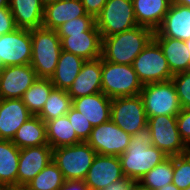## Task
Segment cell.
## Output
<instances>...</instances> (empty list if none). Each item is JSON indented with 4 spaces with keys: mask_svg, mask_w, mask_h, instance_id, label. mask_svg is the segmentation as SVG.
<instances>
[{
    "mask_svg": "<svg viewBox=\"0 0 190 190\" xmlns=\"http://www.w3.org/2000/svg\"><path fill=\"white\" fill-rule=\"evenodd\" d=\"M12 142L19 149L48 144L45 122L39 116L32 115L17 130Z\"/></svg>",
    "mask_w": 190,
    "mask_h": 190,
    "instance_id": "obj_27",
    "label": "cell"
},
{
    "mask_svg": "<svg viewBox=\"0 0 190 190\" xmlns=\"http://www.w3.org/2000/svg\"><path fill=\"white\" fill-rule=\"evenodd\" d=\"M42 1V3L44 4V6L45 5H47V4H50V3H53V2H57V1H60V0H41Z\"/></svg>",
    "mask_w": 190,
    "mask_h": 190,
    "instance_id": "obj_47",
    "label": "cell"
},
{
    "mask_svg": "<svg viewBox=\"0 0 190 190\" xmlns=\"http://www.w3.org/2000/svg\"><path fill=\"white\" fill-rule=\"evenodd\" d=\"M134 181L124 177L106 186L103 190H131Z\"/></svg>",
    "mask_w": 190,
    "mask_h": 190,
    "instance_id": "obj_40",
    "label": "cell"
},
{
    "mask_svg": "<svg viewBox=\"0 0 190 190\" xmlns=\"http://www.w3.org/2000/svg\"><path fill=\"white\" fill-rule=\"evenodd\" d=\"M95 21L102 37H109L138 26L132 0H107Z\"/></svg>",
    "mask_w": 190,
    "mask_h": 190,
    "instance_id": "obj_7",
    "label": "cell"
},
{
    "mask_svg": "<svg viewBox=\"0 0 190 190\" xmlns=\"http://www.w3.org/2000/svg\"><path fill=\"white\" fill-rule=\"evenodd\" d=\"M131 137L110 119L93 127L86 142L99 155L120 156L128 148Z\"/></svg>",
    "mask_w": 190,
    "mask_h": 190,
    "instance_id": "obj_11",
    "label": "cell"
},
{
    "mask_svg": "<svg viewBox=\"0 0 190 190\" xmlns=\"http://www.w3.org/2000/svg\"><path fill=\"white\" fill-rule=\"evenodd\" d=\"M17 29L9 7L0 8V36Z\"/></svg>",
    "mask_w": 190,
    "mask_h": 190,
    "instance_id": "obj_38",
    "label": "cell"
},
{
    "mask_svg": "<svg viewBox=\"0 0 190 190\" xmlns=\"http://www.w3.org/2000/svg\"><path fill=\"white\" fill-rule=\"evenodd\" d=\"M45 124L47 142L53 149L71 146L82 142L77 137V134L66 115L46 121Z\"/></svg>",
    "mask_w": 190,
    "mask_h": 190,
    "instance_id": "obj_26",
    "label": "cell"
},
{
    "mask_svg": "<svg viewBox=\"0 0 190 190\" xmlns=\"http://www.w3.org/2000/svg\"><path fill=\"white\" fill-rule=\"evenodd\" d=\"M111 101V98L99 92L72 99V107L95 127L110 120Z\"/></svg>",
    "mask_w": 190,
    "mask_h": 190,
    "instance_id": "obj_20",
    "label": "cell"
},
{
    "mask_svg": "<svg viewBox=\"0 0 190 190\" xmlns=\"http://www.w3.org/2000/svg\"><path fill=\"white\" fill-rule=\"evenodd\" d=\"M9 9L17 28L42 27L44 4L41 0H10Z\"/></svg>",
    "mask_w": 190,
    "mask_h": 190,
    "instance_id": "obj_23",
    "label": "cell"
},
{
    "mask_svg": "<svg viewBox=\"0 0 190 190\" xmlns=\"http://www.w3.org/2000/svg\"><path fill=\"white\" fill-rule=\"evenodd\" d=\"M66 116L71 122L73 129L75 130L77 134V137L82 142H86L89 139L91 131L93 129V126L91 125L90 121L85 119L82 116V113L73 107L70 108Z\"/></svg>",
    "mask_w": 190,
    "mask_h": 190,
    "instance_id": "obj_35",
    "label": "cell"
},
{
    "mask_svg": "<svg viewBox=\"0 0 190 190\" xmlns=\"http://www.w3.org/2000/svg\"><path fill=\"white\" fill-rule=\"evenodd\" d=\"M10 0H0V8L9 7Z\"/></svg>",
    "mask_w": 190,
    "mask_h": 190,
    "instance_id": "obj_46",
    "label": "cell"
},
{
    "mask_svg": "<svg viewBox=\"0 0 190 190\" xmlns=\"http://www.w3.org/2000/svg\"><path fill=\"white\" fill-rule=\"evenodd\" d=\"M31 57L30 29L17 28L0 36V68L30 64Z\"/></svg>",
    "mask_w": 190,
    "mask_h": 190,
    "instance_id": "obj_12",
    "label": "cell"
},
{
    "mask_svg": "<svg viewBox=\"0 0 190 190\" xmlns=\"http://www.w3.org/2000/svg\"><path fill=\"white\" fill-rule=\"evenodd\" d=\"M171 3L172 0H132L137 24L156 31Z\"/></svg>",
    "mask_w": 190,
    "mask_h": 190,
    "instance_id": "obj_22",
    "label": "cell"
},
{
    "mask_svg": "<svg viewBox=\"0 0 190 190\" xmlns=\"http://www.w3.org/2000/svg\"><path fill=\"white\" fill-rule=\"evenodd\" d=\"M158 190H180L176 185H174L173 183H169L163 187H161Z\"/></svg>",
    "mask_w": 190,
    "mask_h": 190,
    "instance_id": "obj_44",
    "label": "cell"
},
{
    "mask_svg": "<svg viewBox=\"0 0 190 190\" xmlns=\"http://www.w3.org/2000/svg\"><path fill=\"white\" fill-rule=\"evenodd\" d=\"M102 93L109 98L140 95L142 83L132 65L111 63L102 58Z\"/></svg>",
    "mask_w": 190,
    "mask_h": 190,
    "instance_id": "obj_5",
    "label": "cell"
},
{
    "mask_svg": "<svg viewBox=\"0 0 190 190\" xmlns=\"http://www.w3.org/2000/svg\"><path fill=\"white\" fill-rule=\"evenodd\" d=\"M173 3L188 6L190 8V0H172Z\"/></svg>",
    "mask_w": 190,
    "mask_h": 190,
    "instance_id": "obj_45",
    "label": "cell"
},
{
    "mask_svg": "<svg viewBox=\"0 0 190 190\" xmlns=\"http://www.w3.org/2000/svg\"><path fill=\"white\" fill-rule=\"evenodd\" d=\"M56 31L59 36H69V34L99 30L96 27L95 17L90 14H86L85 16L69 20L59 26Z\"/></svg>",
    "mask_w": 190,
    "mask_h": 190,
    "instance_id": "obj_34",
    "label": "cell"
},
{
    "mask_svg": "<svg viewBox=\"0 0 190 190\" xmlns=\"http://www.w3.org/2000/svg\"><path fill=\"white\" fill-rule=\"evenodd\" d=\"M37 78L31 64L0 68V99H21Z\"/></svg>",
    "mask_w": 190,
    "mask_h": 190,
    "instance_id": "obj_13",
    "label": "cell"
},
{
    "mask_svg": "<svg viewBox=\"0 0 190 190\" xmlns=\"http://www.w3.org/2000/svg\"><path fill=\"white\" fill-rule=\"evenodd\" d=\"M32 57L30 64L38 78H48L54 74L61 51V41L56 30L45 27L30 29Z\"/></svg>",
    "mask_w": 190,
    "mask_h": 190,
    "instance_id": "obj_3",
    "label": "cell"
},
{
    "mask_svg": "<svg viewBox=\"0 0 190 190\" xmlns=\"http://www.w3.org/2000/svg\"><path fill=\"white\" fill-rule=\"evenodd\" d=\"M179 134L190 148V108H182L176 115Z\"/></svg>",
    "mask_w": 190,
    "mask_h": 190,
    "instance_id": "obj_37",
    "label": "cell"
},
{
    "mask_svg": "<svg viewBox=\"0 0 190 190\" xmlns=\"http://www.w3.org/2000/svg\"><path fill=\"white\" fill-rule=\"evenodd\" d=\"M85 61L86 60L80 56L62 50L55 72L50 77L54 87L68 91L81 71Z\"/></svg>",
    "mask_w": 190,
    "mask_h": 190,
    "instance_id": "obj_25",
    "label": "cell"
},
{
    "mask_svg": "<svg viewBox=\"0 0 190 190\" xmlns=\"http://www.w3.org/2000/svg\"><path fill=\"white\" fill-rule=\"evenodd\" d=\"M172 82L175 85L182 108H190V70L174 74Z\"/></svg>",
    "mask_w": 190,
    "mask_h": 190,
    "instance_id": "obj_36",
    "label": "cell"
},
{
    "mask_svg": "<svg viewBox=\"0 0 190 190\" xmlns=\"http://www.w3.org/2000/svg\"><path fill=\"white\" fill-rule=\"evenodd\" d=\"M180 190L190 186V151L173 156V181Z\"/></svg>",
    "mask_w": 190,
    "mask_h": 190,
    "instance_id": "obj_33",
    "label": "cell"
},
{
    "mask_svg": "<svg viewBox=\"0 0 190 190\" xmlns=\"http://www.w3.org/2000/svg\"><path fill=\"white\" fill-rule=\"evenodd\" d=\"M0 190H27L24 185H1Z\"/></svg>",
    "mask_w": 190,
    "mask_h": 190,
    "instance_id": "obj_42",
    "label": "cell"
},
{
    "mask_svg": "<svg viewBox=\"0 0 190 190\" xmlns=\"http://www.w3.org/2000/svg\"><path fill=\"white\" fill-rule=\"evenodd\" d=\"M59 190H91L84 181H65Z\"/></svg>",
    "mask_w": 190,
    "mask_h": 190,
    "instance_id": "obj_41",
    "label": "cell"
},
{
    "mask_svg": "<svg viewBox=\"0 0 190 190\" xmlns=\"http://www.w3.org/2000/svg\"><path fill=\"white\" fill-rule=\"evenodd\" d=\"M160 45L171 73L190 70V52L184 41L168 37H153Z\"/></svg>",
    "mask_w": 190,
    "mask_h": 190,
    "instance_id": "obj_24",
    "label": "cell"
},
{
    "mask_svg": "<svg viewBox=\"0 0 190 190\" xmlns=\"http://www.w3.org/2000/svg\"><path fill=\"white\" fill-rule=\"evenodd\" d=\"M154 31L144 26L102 37L101 57L111 63L132 65L134 59L153 39Z\"/></svg>",
    "mask_w": 190,
    "mask_h": 190,
    "instance_id": "obj_2",
    "label": "cell"
},
{
    "mask_svg": "<svg viewBox=\"0 0 190 190\" xmlns=\"http://www.w3.org/2000/svg\"><path fill=\"white\" fill-rule=\"evenodd\" d=\"M86 14L80 0H60L44 6L42 26L56 30L69 20L85 16Z\"/></svg>",
    "mask_w": 190,
    "mask_h": 190,
    "instance_id": "obj_21",
    "label": "cell"
},
{
    "mask_svg": "<svg viewBox=\"0 0 190 190\" xmlns=\"http://www.w3.org/2000/svg\"><path fill=\"white\" fill-rule=\"evenodd\" d=\"M63 51L85 60H95L102 55V36L99 31H84L69 36H59Z\"/></svg>",
    "mask_w": 190,
    "mask_h": 190,
    "instance_id": "obj_16",
    "label": "cell"
},
{
    "mask_svg": "<svg viewBox=\"0 0 190 190\" xmlns=\"http://www.w3.org/2000/svg\"><path fill=\"white\" fill-rule=\"evenodd\" d=\"M110 119L131 136L139 132L148 121L141 96L112 98Z\"/></svg>",
    "mask_w": 190,
    "mask_h": 190,
    "instance_id": "obj_10",
    "label": "cell"
},
{
    "mask_svg": "<svg viewBox=\"0 0 190 190\" xmlns=\"http://www.w3.org/2000/svg\"><path fill=\"white\" fill-rule=\"evenodd\" d=\"M184 42H185V44L187 45L188 50H189V52H190V39H188V40H186V41H184Z\"/></svg>",
    "mask_w": 190,
    "mask_h": 190,
    "instance_id": "obj_48",
    "label": "cell"
},
{
    "mask_svg": "<svg viewBox=\"0 0 190 190\" xmlns=\"http://www.w3.org/2000/svg\"><path fill=\"white\" fill-rule=\"evenodd\" d=\"M132 66L142 85L168 81L174 76L160 45L154 39L134 59Z\"/></svg>",
    "mask_w": 190,
    "mask_h": 190,
    "instance_id": "obj_8",
    "label": "cell"
},
{
    "mask_svg": "<svg viewBox=\"0 0 190 190\" xmlns=\"http://www.w3.org/2000/svg\"><path fill=\"white\" fill-rule=\"evenodd\" d=\"M102 57L95 60H86L81 71L68 89L72 99L102 92L101 85Z\"/></svg>",
    "mask_w": 190,
    "mask_h": 190,
    "instance_id": "obj_19",
    "label": "cell"
},
{
    "mask_svg": "<svg viewBox=\"0 0 190 190\" xmlns=\"http://www.w3.org/2000/svg\"><path fill=\"white\" fill-rule=\"evenodd\" d=\"M31 116L22 99H0V139L12 141L17 130Z\"/></svg>",
    "mask_w": 190,
    "mask_h": 190,
    "instance_id": "obj_17",
    "label": "cell"
},
{
    "mask_svg": "<svg viewBox=\"0 0 190 190\" xmlns=\"http://www.w3.org/2000/svg\"><path fill=\"white\" fill-rule=\"evenodd\" d=\"M168 156L152 143L148 125L131 137L126 151L119 156L123 175L133 181L140 179Z\"/></svg>",
    "mask_w": 190,
    "mask_h": 190,
    "instance_id": "obj_1",
    "label": "cell"
},
{
    "mask_svg": "<svg viewBox=\"0 0 190 190\" xmlns=\"http://www.w3.org/2000/svg\"><path fill=\"white\" fill-rule=\"evenodd\" d=\"M19 156L12 141L0 139V185H17Z\"/></svg>",
    "mask_w": 190,
    "mask_h": 190,
    "instance_id": "obj_28",
    "label": "cell"
},
{
    "mask_svg": "<svg viewBox=\"0 0 190 190\" xmlns=\"http://www.w3.org/2000/svg\"><path fill=\"white\" fill-rule=\"evenodd\" d=\"M96 151L87 143L53 149L52 161L61 170L65 181H84Z\"/></svg>",
    "mask_w": 190,
    "mask_h": 190,
    "instance_id": "obj_4",
    "label": "cell"
},
{
    "mask_svg": "<svg viewBox=\"0 0 190 190\" xmlns=\"http://www.w3.org/2000/svg\"><path fill=\"white\" fill-rule=\"evenodd\" d=\"M124 177L119 156L97 154L88 170L84 183L91 190H103L109 184Z\"/></svg>",
    "mask_w": 190,
    "mask_h": 190,
    "instance_id": "obj_15",
    "label": "cell"
},
{
    "mask_svg": "<svg viewBox=\"0 0 190 190\" xmlns=\"http://www.w3.org/2000/svg\"><path fill=\"white\" fill-rule=\"evenodd\" d=\"M72 107V98L66 90L54 88L37 115L44 122L65 116Z\"/></svg>",
    "mask_w": 190,
    "mask_h": 190,
    "instance_id": "obj_30",
    "label": "cell"
},
{
    "mask_svg": "<svg viewBox=\"0 0 190 190\" xmlns=\"http://www.w3.org/2000/svg\"><path fill=\"white\" fill-rule=\"evenodd\" d=\"M53 159V148L49 144L20 149L17 185L26 186Z\"/></svg>",
    "mask_w": 190,
    "mask_h": 190,
    "instance_id": "obj_14",
    "label": "cell"
},
{
    "mask_svg": "<svg viewBox=\"0 0 190 190\" xmlns=\"http://www.w3.org/2000/svg\"><path fill=\"white\" fill-rule=\"evenodd\" d=\"M65 179L59 167L51 161L29 183L27 190H59Z\"/></svg>",
    "mask_w": 190,
    "mask_h": 190,
    "instance_id": "obj_31",
    "label": "cell"
},
{
    "mask_svg": "<svg viewBox=\"0 0 190 190\" xmlns=\"http://www.w3.org/2000/svg\"><path fill=\"white\" fill-rule=\"evenodd\" d=\"M131 190H154V189H151L150 187L143 185L139 181H134Z\"/></svg>",
    "mask_w": 190,
    "mask_h": 190,
    "instance_id": "obj_43",
    "label": "cell"
},
{
    "mask_svg": "<svg viewBox=\"0 0 190 190\" xmlns=\"http://www.w3.org/2000/svg\"><path fill=\"white\" fill-rule=\"evenodd\" d=\"M84 6L85 12L96 18L101 12L107 0H80Z\"/></svg>",
    "mask_w": 190,
    "mask_h": 190,
    "instance_id": "obj_39",
    "label": "cell"
},
{
    "mask_svg": "<svg viewBox=\"0 0 190 190\" xmlns=\"http://www.w3.org/2000/svg\"><path fill=\"white\" fill-rule=\"evenodd\" d=\"M147 125L152 134V143L168 157L185 154L190 148L182 140L176 116L158 115L149 117Z\"/></svg>",
    "mask_w": 190,
    "mask_h": 190,
    "instance_id": "obj_9",
    "label": "cell"
},
{
    "mask_svg": "<svg viewBox=\"0 0 190 190\" xmlns=\"http://www.w3.org/2000/svg\"><path fill=\"white\" fill-rule=\"evenodd\" d=\"M153 37H168L182 41L190 39V8L172 2Z\"/></svg>",
    "mask_w": 190,
    "mask_h": 190,
    "instance_id": "obj_18",
    "label": "cell"
},
{
    "mask_svg": "<svg viewBox=\"0 0 190 190\" xmlns=\"http://www.w3.org/2000/svg\"><path fill=\"white\" fill-rule=\"evenodd\" d=\"M147 119L158 115L176 116L182 109L172 80L147 83L140 91Z\"/></svg>",
    "mask_w": 190,
    "mask_h": 190,
    "instance_id": "obj_6",
    "label": "cell"
},
{
    "mask_svg": "<svg viewBox=\"0 0 190 190\" xmlns=\"http://www.w3.org/2000/svg\"><path fill=\"white\" fill-rule=\"evenodd\" d=\"M173 181V157L164 161L146 173L139 182L151 189L158 190Z\"/></svg>",
    "mask_w": 190,
    "mask_h": 190,
    "instance_id": "obj_32",
    "label": "cell"
},
{
    "mask_svg": "<svg viewBox=\"0 0 190 190\" xmlns=\"http://www.w3.org/2000/svg\"><path fill=\"white\" fill-rule=\"evenodd\" d=\"M54 88L50 79L37 78V80L25 91L21 99L32 115L37 116L41 112Z\"/></svg>",
    "mask_w": 190,
    "mask_h": 190,
    "instance_id": "obj_29",
    "label": "cell"
}]
</instances>
